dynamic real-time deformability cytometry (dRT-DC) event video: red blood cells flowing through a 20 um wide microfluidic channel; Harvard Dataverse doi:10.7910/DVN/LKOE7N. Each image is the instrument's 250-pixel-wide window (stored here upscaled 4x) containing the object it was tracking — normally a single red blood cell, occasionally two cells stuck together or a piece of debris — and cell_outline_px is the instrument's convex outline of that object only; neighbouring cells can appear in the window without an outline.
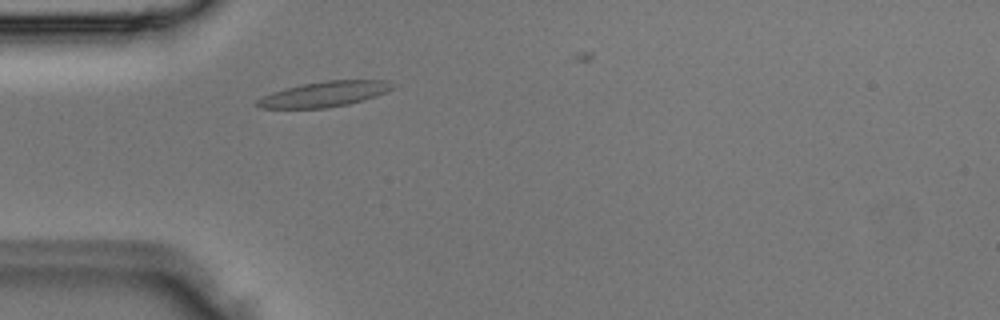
{"species": "Egyptian fruit bat (a non-hibernating species)", "species_latin": "Rousettus aegyptiacus", "temperature_condition": "room temperature", "stored_images_in_passage": 3, "camera_frame_rate_fps": 3000, "um_per_image_px": 0.085, "animal": {"sex": "male"}, "frame": {"image": 1, "passage_image": 2, "time_ms": 0.333, "image_size_px": [1000, 320], "cell_outline_px": [[396, 84], [388, 92], [364, 100], [348, 104], [324, 108], [260, 108], [256, 104], [256, 100], [272, 92], [284, 88], [324, 80], [388, 80]], "centroid_in_image_um": [27.61, 7.99], "position_along_channel_um": 57.4, "area_um2": 20.0}}